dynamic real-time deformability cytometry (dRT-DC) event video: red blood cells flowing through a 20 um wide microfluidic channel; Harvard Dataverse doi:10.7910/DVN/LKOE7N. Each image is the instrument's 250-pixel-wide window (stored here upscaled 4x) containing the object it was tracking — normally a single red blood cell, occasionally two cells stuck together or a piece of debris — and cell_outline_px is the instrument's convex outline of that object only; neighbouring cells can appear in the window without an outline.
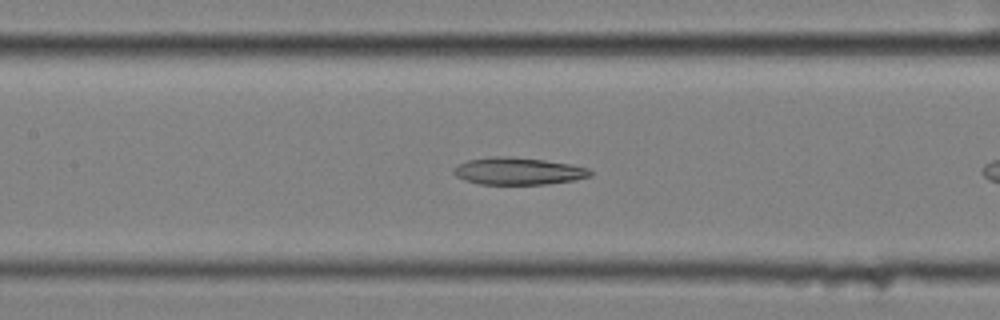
{"species": "common noctule bat (a hibernating species)", "species_latin": "Nyctalus noctula", "temperature_condition": "cold", "stored_images_in_passage": 37, "camera_frame_rate_fps": 3000, "um_per_image_px": 0.085, "animal": {"sex": "female", "body_mass_g": 25.1}, "frame": {"image": 1, "passage_image": 11, "time_ms": 3.333, "image_size_px": [1000, 320], "cell_outline_px": [[592, 176], [572, 180], [548, 184], [480, 184], [464, 180], [456, 176], [452, 172], [452, 168], [468, 160], [492, 156], [508, 156], [544, 160], [568, 164], [588, 168], [592, 172]], "centroid_in_image_um": [44.01, 14.54], "position_along_channel_um": 163.4, "area_um2": 21.56}}
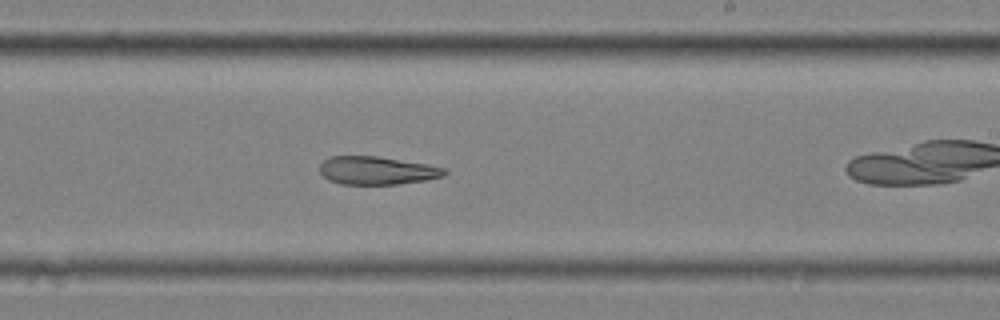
{"frame": {"image": 2, "passage_image": 19, "time_ms": 6.0, "image_size_px": [1000, 320], "cell_outline_px": [[448, 172], [444, 176], [424, 180], [396, 184], [340, 184], [328, 180], [320, 172], [320, 164], [324, 160], [332, 156], [376, 156], [448, 168]], "centroid_in_image_um": [32.03, 14.5], "position_along_channel_um": 257.0, "area_um2": 20.29}}
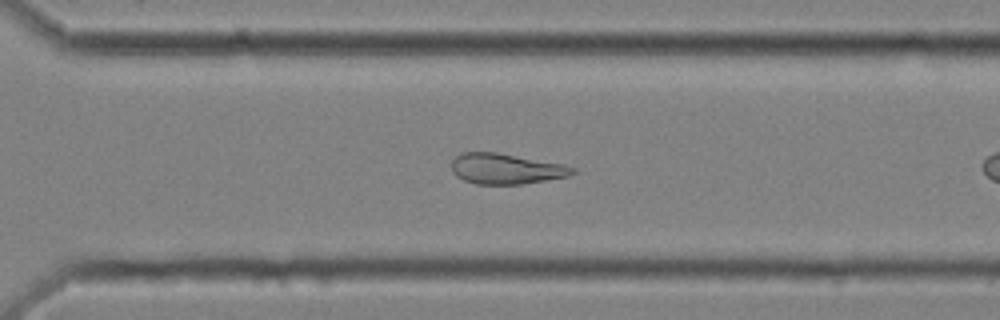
{"frame": {"image": 3, "passage_image": 25, "time_ms": 8.0, "image_size_px": [1000, 320], "cell_outline_px": [[576, 172], [568, 176], [520, 184], [476, 184], [464, 180], [456, 176], [452, 172], [452, 160], [460, 152], [496, 152], [564, 164], [576, 168]], "centroid_in_image_um": [42.99, 14.34], "position_along_channel_um": 327.6, "area_um2": 21.5}}